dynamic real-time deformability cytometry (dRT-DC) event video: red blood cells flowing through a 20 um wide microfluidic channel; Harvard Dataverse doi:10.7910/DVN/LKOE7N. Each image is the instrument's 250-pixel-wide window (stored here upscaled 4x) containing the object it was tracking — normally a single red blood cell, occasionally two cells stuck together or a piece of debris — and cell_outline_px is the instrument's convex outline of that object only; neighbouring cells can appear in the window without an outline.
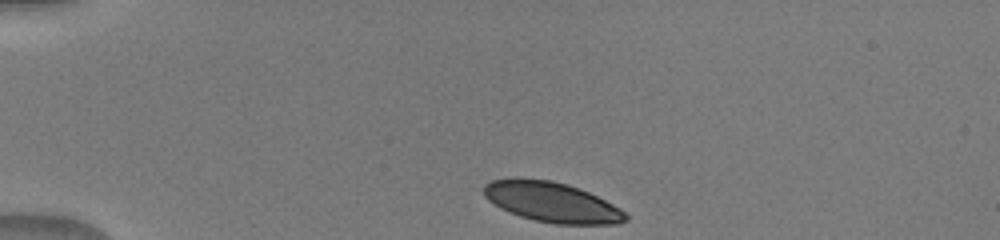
{"species": "human", "species_latin": "Homo sapiens", "temperature_condition": "warm", "stored_images_in_passage": 40, "camera_frame_rate_fps": 3000, "um_per_image_px": 0.085, "donor": {"sex": "male"}, "frame": {"image": 1, "passage_image": 1, "time_ms": 0.0, "image_size_px": [1000, 240], "cell_outline_px": [[628, 220], [620, 224], [556, 224], [536, 220], [520, 216], [508, 212], [500, 208], [488, 200], [484, 196], [484, 184], [492, 180], [516, 176], [520, 176], [552, 180], [568, 184], [588, 192], [620, 208], [628, 216]], "centroid_in_image_um": [46.86, 17.16], "position_along_channel_um": 38.1, "area_um2": 33.47}}
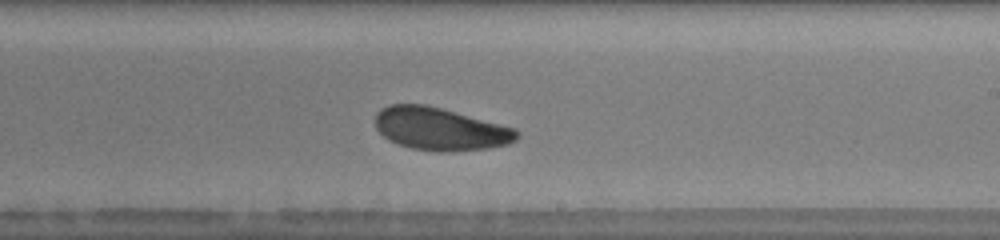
{"frame": {"image": 2, "passage_image": 21, "time_ms": 6.667, "image_size_px": [1000, 240], "cell_outline_px": [[520, 136], [516, 140], [508, 144], [488, 148], [452, 152], [436, 152], [412, 148], [388, 140], [376, 128], [376, 112], [380, 108], [388, 104], [428, 104], [516, 128], [520, 132]], "centroid_in_image_um": [37.44, 10.95], "position_along_channel_um": 251.6, "area_um2": 35.6}}
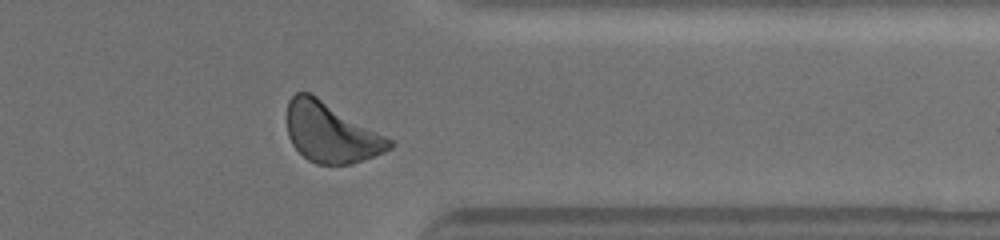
{"frame": {"image": 3, "passage_image": 31, "time_ms": 10.0, "image_size_px": [1000, 240], "cell_outline_px": [[396, 144], [392, 148], [384, 152], [352, 164], [316, 164], [308, 160], [292, 144], [288, 136], [284, 116], [288, 100], [296, 92], [308, 92], [316, 96], [392, 140]], "centroid_in_image_um": [28.07, 11.27], "position_along_channel_um": 383.3, "area_um2": 35.72}}